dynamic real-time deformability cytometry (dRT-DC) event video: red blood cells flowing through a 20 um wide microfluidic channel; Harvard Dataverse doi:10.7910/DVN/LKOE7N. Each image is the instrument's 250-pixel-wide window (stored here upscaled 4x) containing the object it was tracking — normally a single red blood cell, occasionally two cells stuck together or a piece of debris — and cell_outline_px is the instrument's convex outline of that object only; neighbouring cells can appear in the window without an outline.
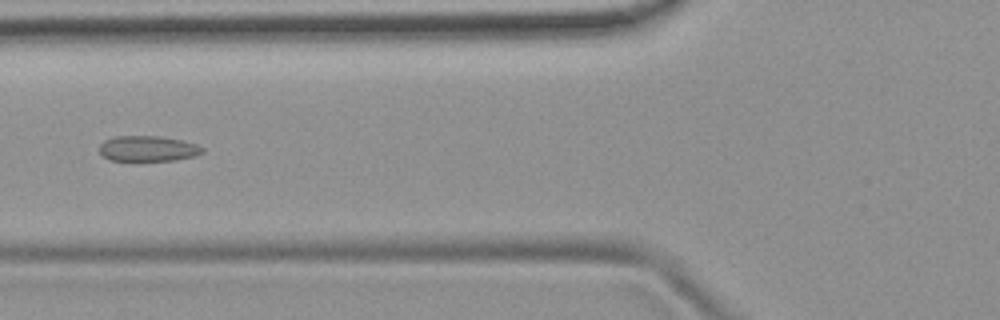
{"species": "common noctule bat (a hibernating species)", "species_latin": "Nyctalus noctula", "temperature_condition": "room temperature", "stored_images_in_passage": 6, "camera_frame_rate_fps": 3000, "um_per_image_px": 0.085, "animal": {"sex": "female", "body_mass_g": 19.9}, "frame": {"image": 1, "passage_image": 5, "time_ms": 4.667, "image_size_px": [1000, 320], "cell_outline_px": [[204, 152], [196, 156], [176, 160], [108, 160], [100, 152], [100, 144], [104, 140], [116, 136], [160, 136], [184, 140], [196, 144], [204, 148]], "centroid_in_image_um": [12.61, 12.62], "position_along_channel_um": 113.2, "area_um2": 15.37}}
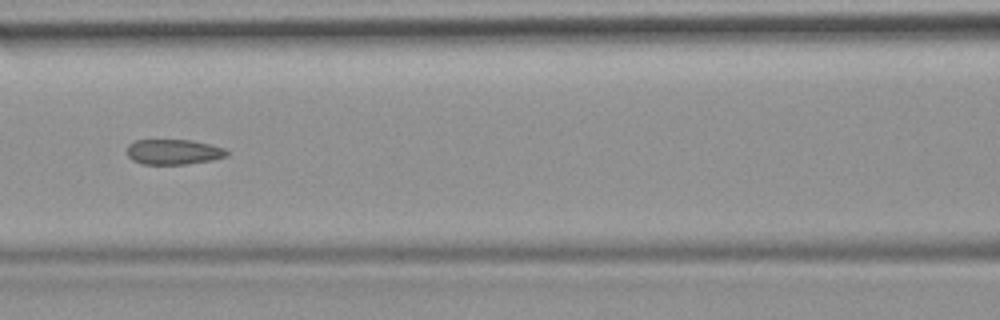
{"frame": {"image": 2, "passage_image": 6, "time_ms": 5.667, "image_size_px": [1000, 320], "cell_outline_px": [[228, 156], [212, 160], [188, 164], [144, 164], [132, 160], [128, 156], [128, 144], [136, 140], [192, 140], [224, 148], [228, 152]], "centroid_in_image_um": [14.76, 12.91], "position_along_channel_um": 151.8, "area_um2": 14.62}}